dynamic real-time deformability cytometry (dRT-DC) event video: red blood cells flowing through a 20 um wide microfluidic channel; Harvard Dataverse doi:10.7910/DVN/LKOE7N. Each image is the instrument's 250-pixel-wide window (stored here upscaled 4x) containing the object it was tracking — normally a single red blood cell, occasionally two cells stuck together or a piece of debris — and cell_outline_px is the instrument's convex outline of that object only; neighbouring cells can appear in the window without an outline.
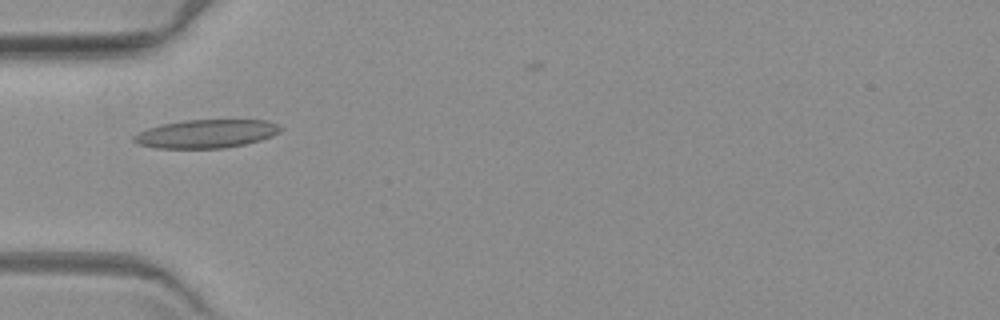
{"species": "common noctule bat (a hibernating species)", "species_latin": "Nyctalus noctula", "temperature_condition": "warm", "stored_images_in_passage": 2, "camera_frame_rate_fps": 3000, "um_per_image_px": 0.085, "animal": {"sex": "female", "body_mass_g": 19.3, "forearm_length_mm": 54.1}, "frame": {"image": 1, "passage_image": 1, "time_ms": 0.0, "image_size_px": [1000, 320], "cell_outline_px": [[284, 128], [280, 132], [272, 136], [260, 140], [244, 144], [224, 148], [156, 148], [136, 144], [132, 140], [132, 136], [136, 132], [160, 124], [184, 120], [268, 120]], "centroid_in_image_um": [17.49, 11.37], "position_along_channel_um": 67.5, "area_um2": 24.51}}
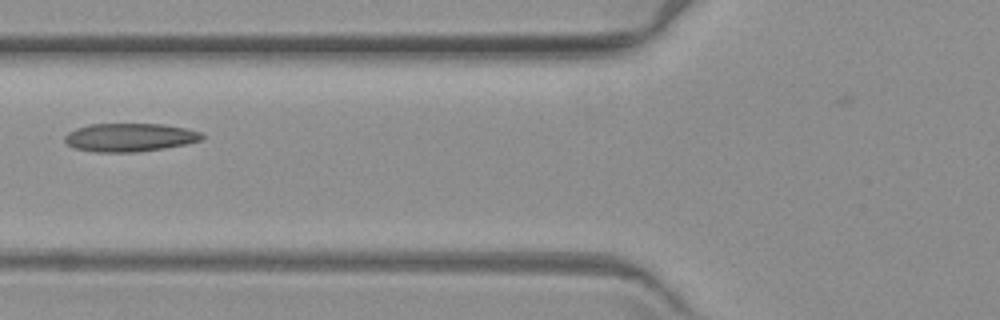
{"frame": {"image": 2, "passage_image": 2, "time_ms": 1.333, "image_size_px": [1000, 320], "cell_outline_px": [[204, 136], [200, 140], [188, 144], [164, 148], [136, 152], [96, 152], [76, 148], [68, 144], [64, 140], [64, 136], [68, 132], [76, 128], [88, 124], [164, 124], [204, 132]], "centroid_in_image_um": [11.05, 11.67], "position_along_channel_um": 114.8, "area_um2": 22.72}}